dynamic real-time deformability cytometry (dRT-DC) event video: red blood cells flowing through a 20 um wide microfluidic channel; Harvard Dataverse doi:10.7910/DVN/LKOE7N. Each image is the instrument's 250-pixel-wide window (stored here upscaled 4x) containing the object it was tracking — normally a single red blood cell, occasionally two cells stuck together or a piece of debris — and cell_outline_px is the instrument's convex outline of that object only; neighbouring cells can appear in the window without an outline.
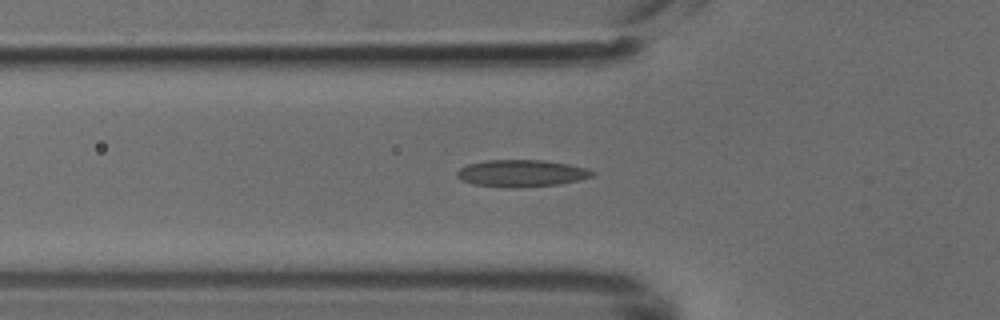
{"species": "common noctule bat (a hibernating species)", "species_latin": "Nyctalus noctula", "temperature_condition": "cold", "stored_images_in_passage": 43, "camera_frame_rate_fps": 3000, "um_per_image_px": 0.085, "animal": {"sex": "male", "body_mass_g": 18.8}, "frame": {"image": 1, "passage_image": 16, "time_ms": 5.0, "image_size_px": [1000, 320], "cell_outline_px": [[596, 172], [592, 176], [580, 180], [560, 184], [512, 188], [508, 188], [472, 184], [460, 180], [456, 176], [456, 172], [460, 168], [468, 164], [488, 160], [544, 160], [568, 164], [588, 168]], "centroid_in_image_um": [44.32, 14.73], "position_along_channel_um": 81.5, "area_um2": 21.44}}
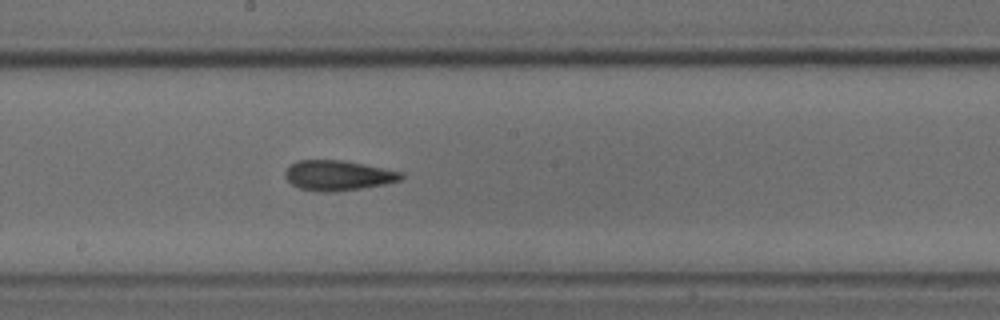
{"frame": {"image": 2, "passage_image": 26, "time_ms": 8.333, "image_size_px": [1000, 320], "cell_outline_px": [[404, 180], [384, 184], [360, 188], [332, 192], [324, 192], [300, 188], [292, 184], [284, 176], [284, 172], [288, 164], [296, 160], [344, 160], [404, 172]], "centroid_in_image_um": [28.73, 14.89], "position_along_channel_um": 219.5, "area_um2": 20.52}}
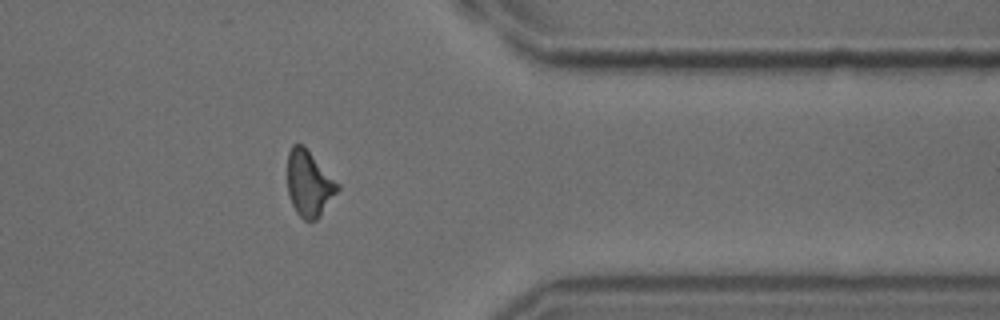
{"frame": {"image": 3, "passage_image": 39, "time_ms": 12.667, "image_size_px": [1000, 320], "cell_outline_px": [[340, 188], [320, 216], [316, 220], [304, 220], [296, 212], [288, 196], [288, 152], [292, 144], [304, 144], [340, 184]], "centroid_in_image_um": [26.28, 15.58], "position_along_channel_um": 385.1, "area_um2": 19.42}}